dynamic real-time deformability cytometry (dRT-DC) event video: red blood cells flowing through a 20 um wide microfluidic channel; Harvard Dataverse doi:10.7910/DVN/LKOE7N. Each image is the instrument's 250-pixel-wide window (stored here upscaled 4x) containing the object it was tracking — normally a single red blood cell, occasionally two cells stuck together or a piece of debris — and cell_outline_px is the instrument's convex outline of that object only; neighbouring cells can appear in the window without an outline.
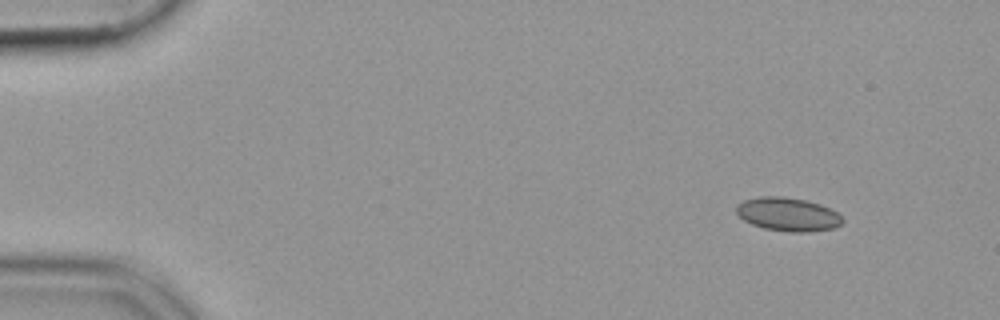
{"species": "common noctule bat (a hibernating species)", "species_latin": "Nyctalus noctula", "temperature_condition": "cold", "stored_images_in_passage": 49, "camera_frame_rate_fps": 3000, "um_per_image_px": 0.085, "animal": {"sex": "female", "body_mass_g": 19.9}, "frame": {"image": 1, "passage_image": 1, "time_ms": 0.0, "image_size_px": [1000, 320], "cell_outline_px": [[844, 220], [840, 224], [832, 228], [804, 232], [788, 232], [764, 228], [752, 224], [744, 220], [736, 212], [736, 204], [744, 200], [760, 196], [784, 196], [804, 200], [820, 204], [836, 212]], "centroid_in_image_um": [66.93, 18.21], "position_along_channel_um": 18.1, "area_um2": 20.58}}
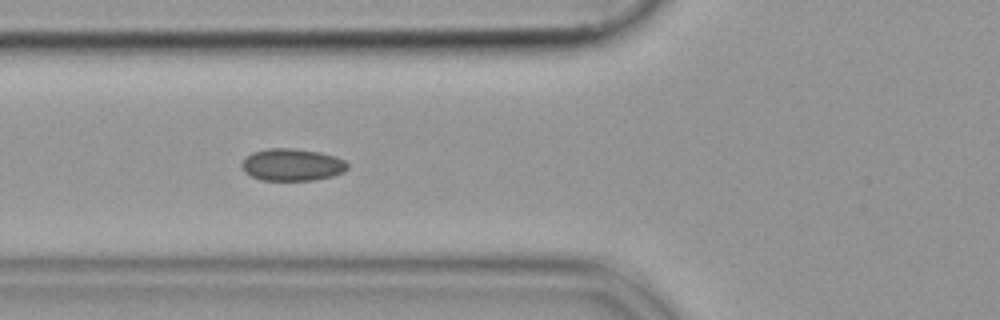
{"frame": {"image": 2, "passage_image": 16, "time_ms": 5.0, "image_size_px": [1000, 320], "cell_outline_px": [[348, 168], [344, 172], [332, 176], [312, 180], [260, 180], [244, 172], [240, 164], [252, 152], [268, 148], [292, 148], [320, 152], [344, 160], [348, 164]], "centroid_in_image_um": [24.81, 14.0], "position_along_channel_um": 101.0, "area_um2": 19.77}}
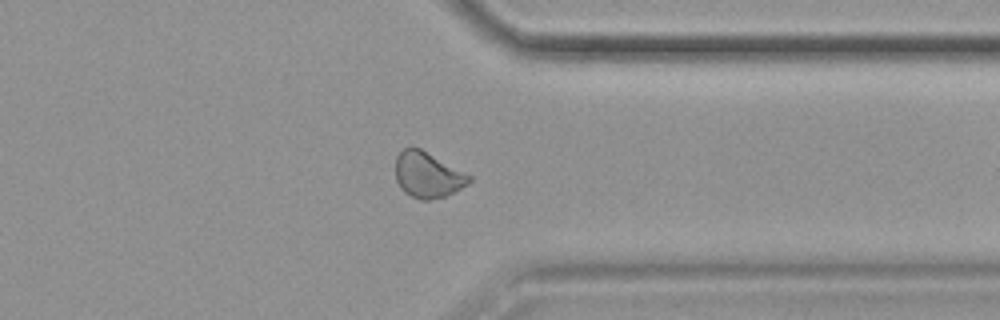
{"frame": {"image": 3, "passage_image": 38, "time_ms": 12.333, "image_size_px": [1000, 320], "cell_outline_px": [[472, 180], [468, 184], [444, 196], [428, 200], [420, 200], [404, 192], [400, 188], [396, 180], [396, 156], [404, 148], [420, 148], [472, 176]], "centroid_in_image_um": [36.34, 14.87], "position_along_channel_um": 375.1, "area_um2": 19.36}}